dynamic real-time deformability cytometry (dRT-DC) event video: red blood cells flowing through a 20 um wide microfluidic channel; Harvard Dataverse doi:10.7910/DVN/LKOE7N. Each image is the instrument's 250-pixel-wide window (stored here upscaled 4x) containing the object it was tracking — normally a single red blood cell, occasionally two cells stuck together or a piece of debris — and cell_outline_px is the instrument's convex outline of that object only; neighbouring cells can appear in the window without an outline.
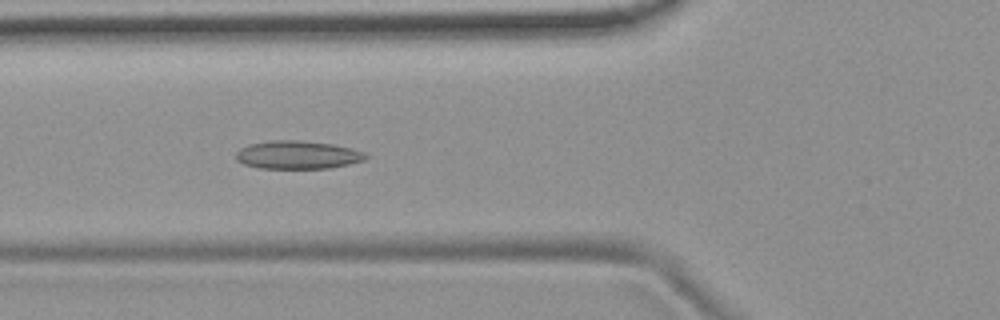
{"species": "common noctule bat (a hibernating species)", "species_latin": "Nyctalus noctula", "temperature_condition": "room temperature", "stored_images_in_passage": 41, "camera_frame_rate_fps": 3000, "um_per_image_px": 0.085, "animal": {"sex": "female", "body_mass_g": 19.9}, "frame": {"image": 1, "passage_image": 14, "time_ms": 4.333, "image_size_px": [1000, 320], "cell_outline_px": [[368, 156], [364, 160], [332, 168], [256, 168], [244, 164], [236, 160], [236, 152], [240, 148], [248, 144], [272, 140], [300, 140], [332, 144], [352, 148], [364, 152]], "centroid_in_image_um": [25.27, 13.16], "position_along_channel_um": 100.5, "area_um2": 21.39}}
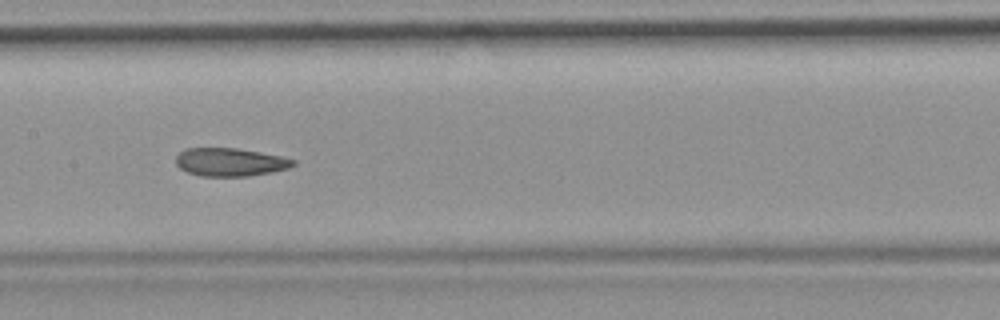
{"frame": {"image": 2, "passage_image": 21, "time_ms": 6.667, "image_size_px": [1000, 320], "cell_outline_px": [[296, 164], [288, 168], [272, 172], [248, 176], [200, 176], [188, 172], [180, 168], [176, 164], [176, 156], [184, 148], [236, 148], [260, 152], [280, 156], [296, 160]], "centroid_in_image_um": [19.56, 13.77], "position_along_channel_um": 187.8, "area_um2": 19.25}}
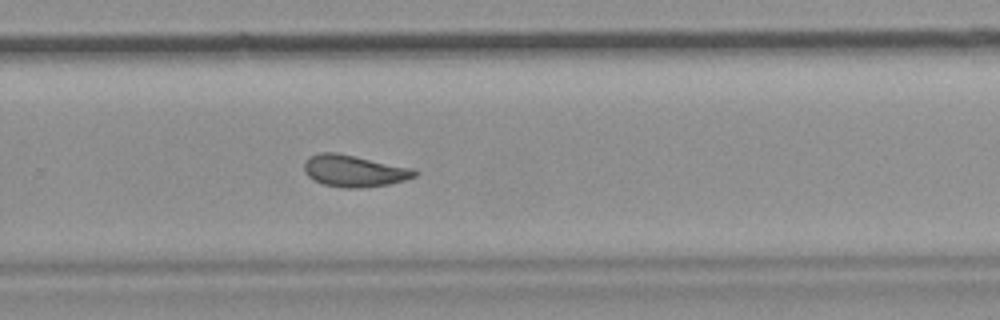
{"frame": {"image": 3, "passage_image": 30, "time_ms": 9.667, "image_size_px": [1000, 320], "cell_outline_px": [[420, 172], [416, 176], [404, 180], [388, 184], [360, 188], [340, 188], [324, 184], [312, 180], [304, 172], [304, 164], [308, 156], [320, 152], [336, 152], [416, 168]], "centroid_in_image_um": [30.11, 14.52], "position_along_channel_um": 299.7, "area_um2": 20.81}, "authors_computed_cell_mechanics": {"area_um2": 20.519, "velocity_mm_per_s": 3.7521, "shape_relaxation_time_tau1_ms": null, "shape_relaxation_time_tau2_ms": 2.8944, "deformation_change_tau1": null, "deformation_change_tau2": 0.0956}}